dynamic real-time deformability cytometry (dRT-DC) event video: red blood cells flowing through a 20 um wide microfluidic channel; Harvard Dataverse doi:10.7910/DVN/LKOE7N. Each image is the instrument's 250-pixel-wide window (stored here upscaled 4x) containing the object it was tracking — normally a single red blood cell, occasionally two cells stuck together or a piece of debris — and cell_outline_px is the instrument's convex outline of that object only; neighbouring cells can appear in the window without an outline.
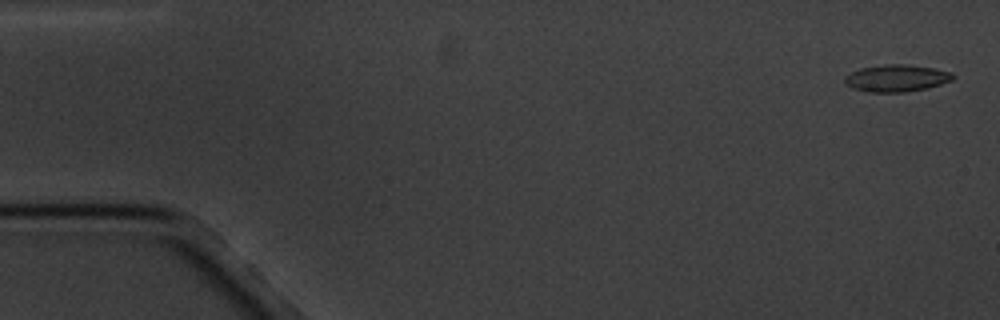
{"species": "common noctule bat (a hibernating species)", "species_latin": "Nyctalus noctula", "temperature_condition": "cold", "stored_images_in_passage": 5, "camera_frame_rate_fps": 3000, "um_per_image_px": 0.085, "animal": {"sex": "male", "body_mass_g": 20.1, "forearm_length_mm": 53.5}, "frame": {"image": 1, "passage_image": 1, "time_ms": 0.0, "image_size_px": [1000, 320], "cell_outline_px": [[956, 76], [952, 80], [928, 88], [904, 92], [868, 92], [852, 88], [844, 84], [844, 76], [860, 68], [884, 64], [904, 64], [932, 68], [952, 72]], "centroid_in_image_um": [76.18, 6.65], "position_along_channel_um": 8.8, "area_um2": 17.11}}
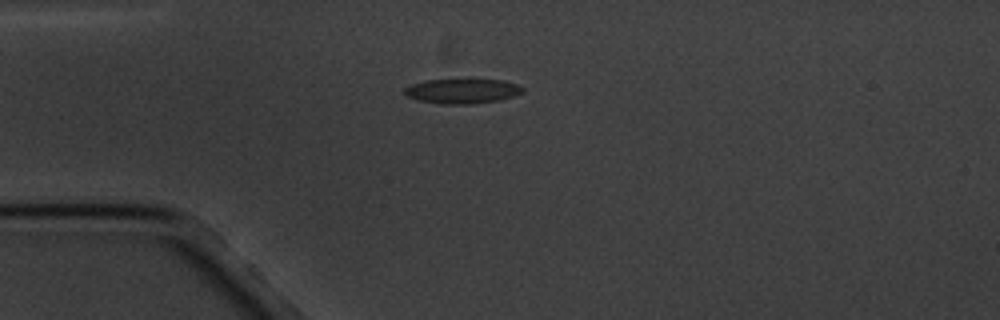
{"frame": {"image": 2, "passage_image": 4, "time_ms": 4.333, "image_size_px": [1000, 320], "cell_outline_px": [[524, 92], [500, 100], [468, 104], [440, 104], [416, 100], [408, 96], [404, 92], [404, 88], [412, 84], [424, 80], [464, 76], [504, 80], [520, 84], [524, 88]], "centroid_in_image_um": [39.32, 7.68], "position_along_channel_um": 45.7, "area_um2": 18.21}}